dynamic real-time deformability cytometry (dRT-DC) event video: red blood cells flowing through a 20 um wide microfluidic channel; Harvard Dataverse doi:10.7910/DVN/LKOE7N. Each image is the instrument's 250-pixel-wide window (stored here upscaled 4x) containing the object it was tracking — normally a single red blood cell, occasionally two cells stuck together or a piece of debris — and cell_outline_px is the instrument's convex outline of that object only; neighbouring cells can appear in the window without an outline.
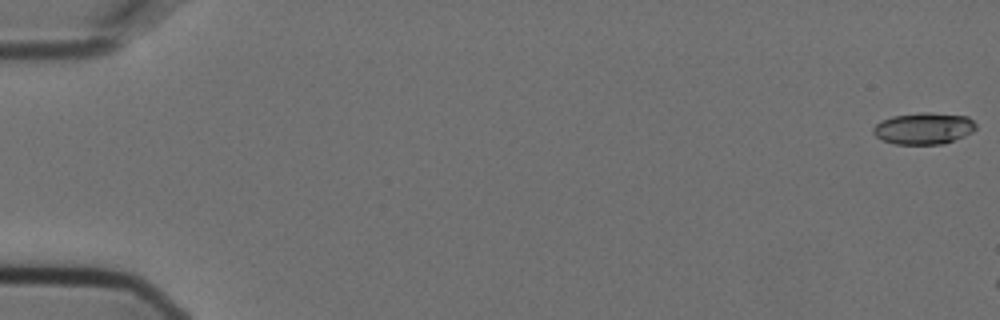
{"species": "Egyptian fruit bat (a non-hibernating species)", "species_latin": "Rousettus aegyptiacus", "temperature_condition": "cold", "stored_images_in_passage": 11, "camera_frame_rate_fps": 3000, "um_per_image_px": 0.085, "animal": {"sex": "female"}, "frame": {"image": 1, "passage_image": 1, "time_ms": 0.0, "image_size_px": [1000, 320], "cell_outline_px": [[976, 128], [972, 132], [964, 136], [944, 144], [896, 144], [884, 140], [876, 136], [872, 132], [872, 128], [880, 120], [892, 116], [924, 112], [928, 112], [968, 116], [976, 124]], "centroid_in_image_um": [78.51, 10.91], "position_along_channel_um": 6.5, "area_um2": 18.96}}